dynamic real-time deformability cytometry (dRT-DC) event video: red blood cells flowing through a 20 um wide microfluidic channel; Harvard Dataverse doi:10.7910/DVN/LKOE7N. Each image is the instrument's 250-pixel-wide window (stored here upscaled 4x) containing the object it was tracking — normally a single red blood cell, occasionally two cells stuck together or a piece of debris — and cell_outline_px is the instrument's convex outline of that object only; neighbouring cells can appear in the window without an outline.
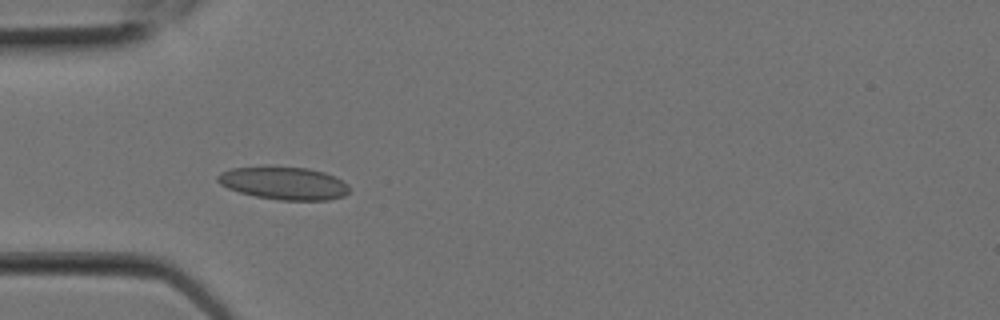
{"species": "Egyptian fruit bat (a non-hibernating species)", "species_latin": "Rousettus aegyptiacus", "temperature_condition": "room temperature", "stored_images_in_passage": 5, "camera_frame_rate_fps": 3000, "um_per_image_px": 0.085, "animal": {"sex": "female"}, "frame": {"image": 1, "passage_image": 4, "time_ms": 1.0, "image_size_px": [1000, 320], "cell_outline_px": [[352, 188], [344, 196], [328, 200], [280, 200], [256, 196], [240, 192], [228, 188], [220, 184], [216, 180], [216, 176], [220, 172], [232, 168], [308, 168], [324, 172], [336, 176], [348, 184]], "centroid_in_image_um": [24.18, 15.59], "position_along_channel_um": 60.8, "area_um2": 24.85}}